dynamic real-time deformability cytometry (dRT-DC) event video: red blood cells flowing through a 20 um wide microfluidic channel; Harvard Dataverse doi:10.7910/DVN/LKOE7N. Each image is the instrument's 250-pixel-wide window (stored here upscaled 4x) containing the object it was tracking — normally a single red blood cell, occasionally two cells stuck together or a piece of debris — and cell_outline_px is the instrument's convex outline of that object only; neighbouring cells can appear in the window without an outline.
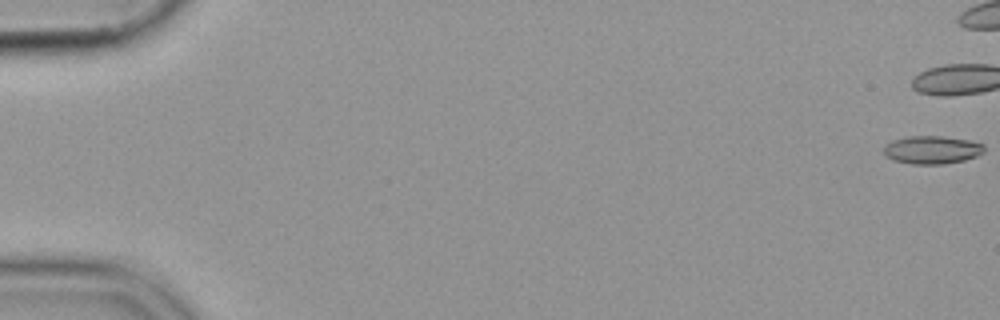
{"species": "common noctule bat (a hibernating species)", "species_latin": "Nyctalus noctula", "temperature_condition": "cold", "stored_images_in_passage": 45, "camera_frame_rate_fps": 3000, "um_per_image_px": 0.085, "animal": {"sex": "female", "body_mass_g": 19.9}, "frame": {"image": 1, "passage_image": 1, "time_ms": 0.0, "image_size_px": [1000, 320], "cell_outline_px": [[984, 152], [976, 156], [964, 160], [944, 164], [912, 164], [892, 160], [884, 152], [884, 148], [892, 140], [908, 136], [940, 136], [968, 140], [984, 144]], "centroid_in_image_um": [79.23, 12.74], "position_along_channel_um": 5.8, "area_um2": 16.3}}